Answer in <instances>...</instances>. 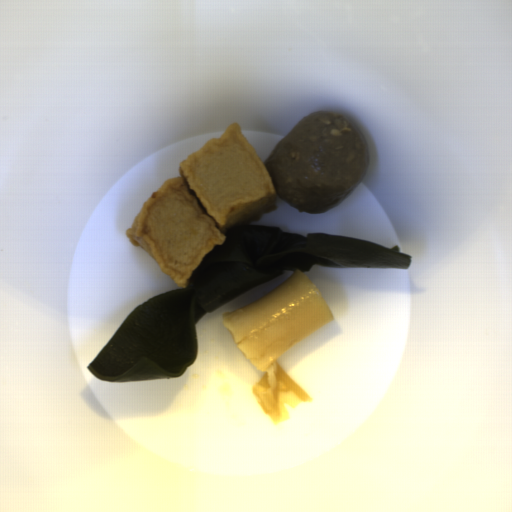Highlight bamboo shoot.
Wrapping results in <instances>:
<instances>
[{"label":"bamboo shoot","instance_id":"15d580a7","mask_svg":"<svg viewBox=\"0 0 512 512\" xmlns=\"http://www.w3.org/2000/svg\"><path fill=\"white\" fill-rule=\"evenodd\" d=\"M253 393L265 413L278 424L289 418L285 403L293 407L301 402L313 400L276 360L269 370L260 376Z\"/></svg>","mask_w":512,"mask_h":512}]
</instances>
